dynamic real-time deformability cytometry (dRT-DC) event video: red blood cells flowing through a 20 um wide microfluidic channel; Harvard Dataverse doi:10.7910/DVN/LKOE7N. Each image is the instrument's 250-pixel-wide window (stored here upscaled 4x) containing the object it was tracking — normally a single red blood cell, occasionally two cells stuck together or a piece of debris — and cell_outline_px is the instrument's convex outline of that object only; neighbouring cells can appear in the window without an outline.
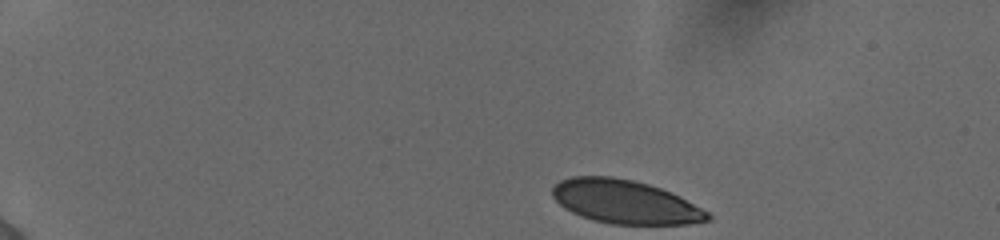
{"species": "human", "species_latin": "Homo sapiens", "temperature_condition": "cold", "stored_images_in_passage": 45, "camera_frame_rate_fps": 3000, "um_per_image_px": 0.085, "donor": {"sex": "female"}, "frame": {"image": 1, "passage_image": 1, "time_ms": 0.0, "image_size_px": [1000, 240], "cell_outline_px": [[712, 220], [688, 224], [612, 224], [592, 220], [580, 216], [564, 208], [552, 196], [552, 188], [560, 180], [572, 176], [612, 176], [632, 180], [648, 184], [672, 192], [680, 196], [708, 212], [712, 216]], "centroid_in_image_um": [53.13, 17.16], "position_along_channel_um": 31.9, "area_um2": 39.54}}
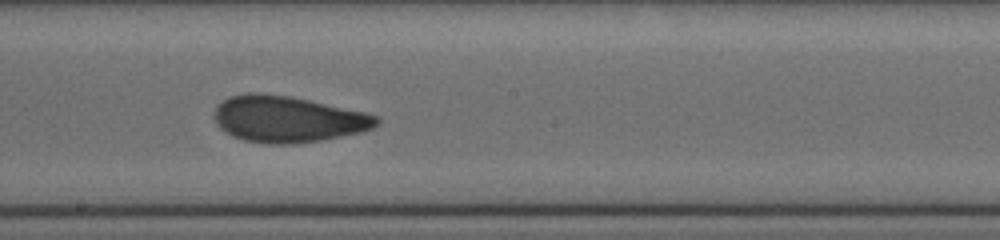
{"frame": {"image": 2, "passage_image": 24, "time_ms": 7.667, "image_size_px": [1000, 240], "cell_outline_px": [[380, 124], [372, 128], [360, 132], [320, 140], [292, 144], [268, 144], [244, 140], [232, 136], [224, 132], [216, 124], [212, 116], [212, 112], [224, 100], [232, 96], [244, 92], [260, 92], [288, 96], [308, 100], [364, 112], [376, 116], [380, 120]], "centroid_in_image_um": [24.4, 10.12], "position_along_channel_um": 223.8, "area_um2": 43.75}}
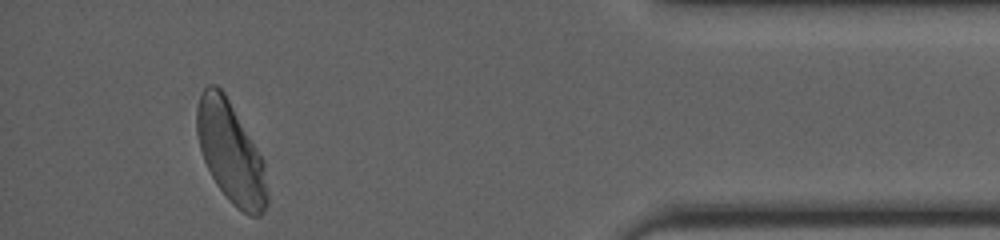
{"frame": {"image": 3, "passage_image": 42, "time_ms": 13.667, "image_size_px": [1000, 240], "cell_outline_px": [[268, 204], [264, 212], [260, 216], [248, 216], [236, 208], [228, 200], [216, 184], [204, 160], [200, 148], [196, 132], [196, 108], [200, 96], [204, 88], [208, 84], [216, 84], [224, 92], [264, 160], [268, 196]], "centroid_in_image_um": [19.62, 13.0], "position_along_channel_um": 415.6, "area_um2": 41.56}, "authors_computed_cell_mechanics": {"area_um2": 42.194, "velocity_mm_per_s": 3.8682, "shape_relaxation_time_tau1_ms": 8.7931, "shape_relaxation_time_tau2_ms": 1.031, "deformation_change_tau1": 0.2116, "deformation_change_tau2": 0.0603}}